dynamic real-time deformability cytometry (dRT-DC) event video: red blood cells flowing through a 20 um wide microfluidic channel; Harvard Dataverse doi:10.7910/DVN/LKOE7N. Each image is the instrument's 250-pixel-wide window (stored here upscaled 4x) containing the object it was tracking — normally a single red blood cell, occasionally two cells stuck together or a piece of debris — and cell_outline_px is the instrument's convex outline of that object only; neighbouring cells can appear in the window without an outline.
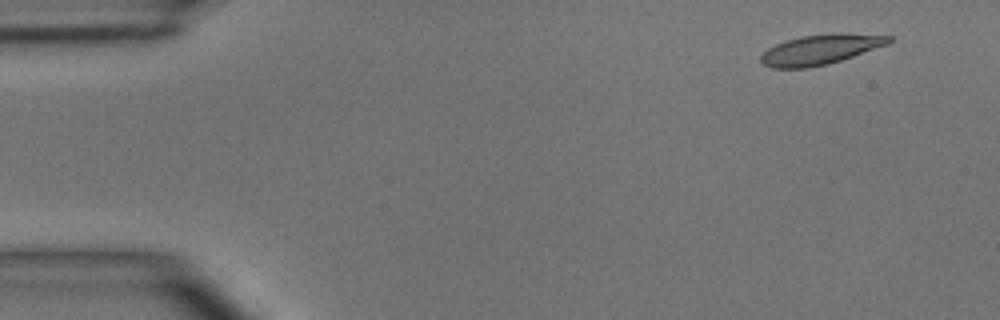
{"species": "common noctule bat (a hibernating species)", "species_latin": "Nyctalus noctula", "temperature_condition": "room temperature", "stored_images_in_passage": 4, "camera_frame_rate_fps": 3000, "um_per_image_px": 0.085, "animal": {"sex": "male", "body_mass_g": 15.6}, "frame": {"image": 1, "passage_image": 1, "time_ms": 0.0, "image_size_px": [1000, 320], "cell_outline_px": [[892, 40], [888, 44], [828, 64], [808, 68], [772, 68], [764, 64], [760, 60], [760, 56], [768, 48], [776, 44], [800, 36], [840, 32], [892, 36]], "centroid_in_image_um": [69.74, 4.2], "position_along_channel_um": 15.3, "area_um2": 22.25}}